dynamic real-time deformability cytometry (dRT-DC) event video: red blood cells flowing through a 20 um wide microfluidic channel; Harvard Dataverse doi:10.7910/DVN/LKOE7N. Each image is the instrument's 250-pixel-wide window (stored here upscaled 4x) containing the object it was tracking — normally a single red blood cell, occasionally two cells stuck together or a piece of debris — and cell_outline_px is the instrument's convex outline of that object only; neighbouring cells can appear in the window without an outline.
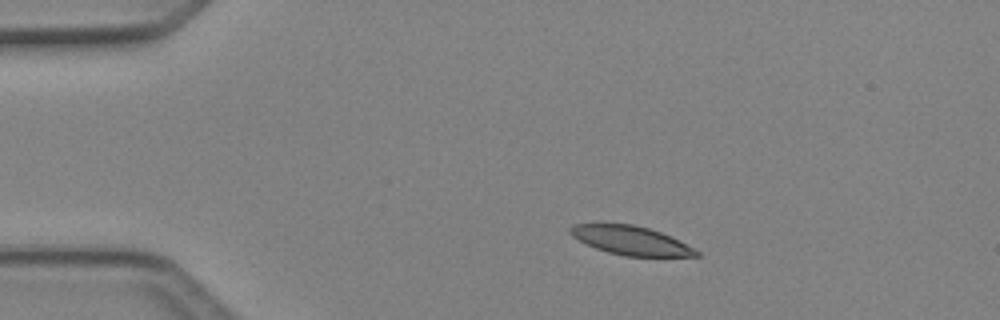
{"species": "Egyptian fruit bat (a non-hibernating species)", "species_latin": "Rousettus aegyptiacus", "temperature_condition": "cold", "stored_images_in_passage": 40, "camera_frame_rate_fps": 3000, "um_per_image_px": 0.085, "animal": {"sex": "female"}, "frame": {"image": 1, "passage_image": 1, "time_ms": 0.0, "image_size_px": [1000, 320], "cell_outline_px": [[700, 256], [624, 256], [608, 252], [596, 248], [572, 236], [568, 232], [568, 228], [572, 224], [632, 224], [648, 228], [660, 232], [700, 252]], "centroid_in_image_um": [53.56, 20.43], "position_along_channel_um": 31.4, "area_um2": 20.69}}
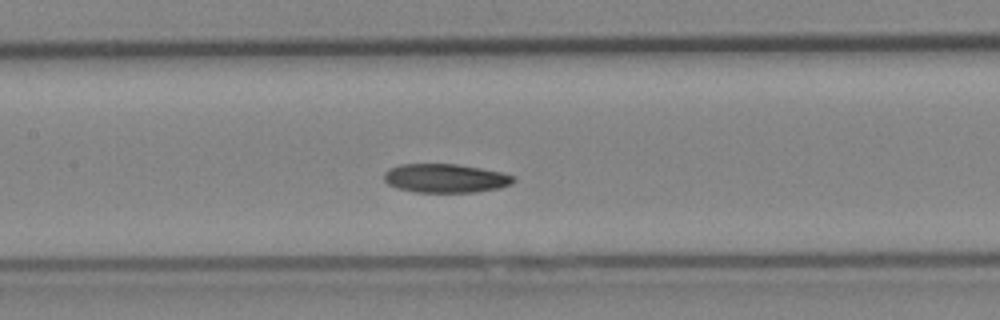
{"frame": {"image": 2, "passage_image": 15, "time_ms": 4.667, "image_size_px": [1000, 320], "cell_outline_px": [[516, 180], [512, 184], [500, 188], [476, 192], [416, 192], [396, 188], [388, 184], [384, 180], [384, 172], [388, 168], [400, 164], [456, 164], [480, 168], [500, 172], [516, 176]], "centroid_in_image_um": [37.86, 15.15], "position_along_channel_um": 169.5, "area_um2": 21.91}}
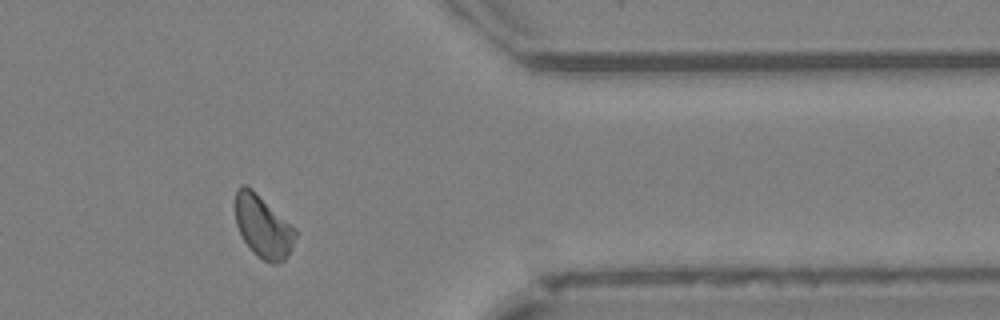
{"frame": {"image": 3, "passage_image": 32, "time_ms": 10.333, "image_size_px": [1000, 320], "cell_outline_px": [[296, 236], [292, 248], [288, 256], [284, 260], [276, 264], [272, 264], [256, 256], [252, 252], [244, 240], [236, 224], [236, 188], [240, 184], [244, 184], [252, 188], [296, 228]], "centroid_in_image_um": [22.37, 19.25], "position_along_channel_um": 389.0, "area_um2": 21.96}, "authors_computed_cell_mechanics": {"area_um2": 21.9062, "velocity_mm_per_s": 4.1533, "shape_relaxation_time_tau1_ms": 7.4983, "shape_relaxation_time_tau2_ms": null, "deformation_change_tau1": 0.1457, "deformation_change_tau2": null}}